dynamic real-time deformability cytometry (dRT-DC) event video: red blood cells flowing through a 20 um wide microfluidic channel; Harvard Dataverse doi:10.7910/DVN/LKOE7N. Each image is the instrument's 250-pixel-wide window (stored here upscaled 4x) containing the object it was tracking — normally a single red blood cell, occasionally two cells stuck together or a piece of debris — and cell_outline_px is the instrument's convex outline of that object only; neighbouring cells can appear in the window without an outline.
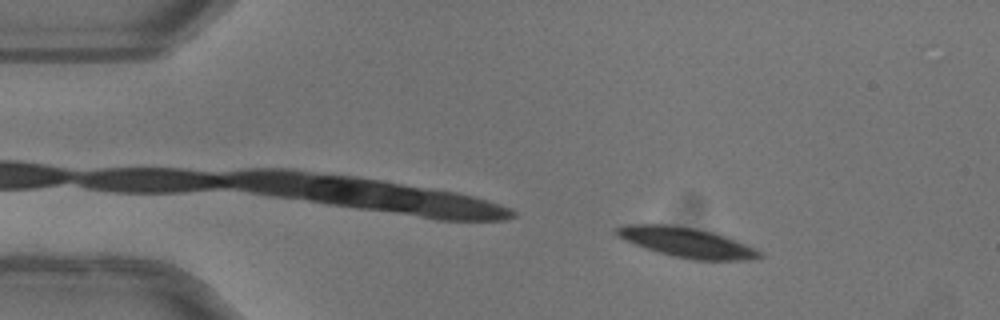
{"species": "common noctule bat (a hibernating species)", "species_latin": "Nyctalus noctula", "temperature_condition": "warm", "stored_images_in_passage": 47, "camera_frame_rate_fps": 3000, "um_per_image_px": 0.085, "animal": {"sex": "female"}, "frame": {"image": 1, "passage_image": 4, "time_ms": 1.0, "image_size_px": [1000, 320], "cell_outline_px": [[764, 256], [744, 260], [692, 260], [672, 256], [656, 252], [624, 240], [612, 232], [616, 228], [624, 224], [664, 224], [696, 228], [712, 232], [724, 236], [744, 244], [760, 252]], "centroid_in_image_um": [58.28, 20.6], "position_along_channel_um": 26.7, "area_um2": 24.68}}
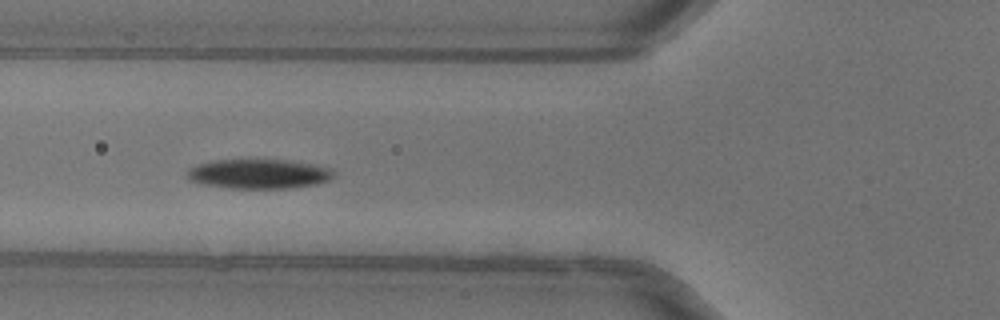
{"frame": {"image": 2, "passage_image": 15, "time_ms": 4.667, "image_size_px": [1000, 320], "cell_outline_px": [[332, 176], [328, 180], [316, 184], [288, 188], [232, 188], [200, 184], [188, 180], [188, 168], [196, 164], [212, 160], [284, 160], [312, 164], [328, 168], [332, 172]], "centroid_in_image_um": [21.91, 14.78], "position_along_channel_um": 103.9, "area_um2": 24.97}}
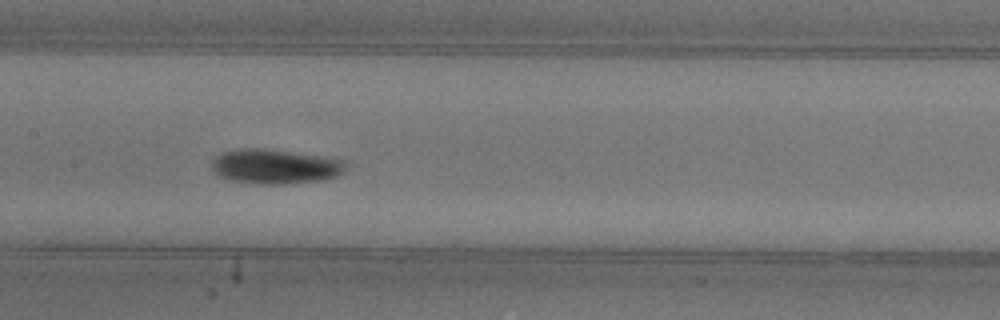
{"frame": {"image": 3, "passage_image": 21, "time_ms": 6.667, "image_size_px": [1000, 320], "cell_outline_px": [[348, 164], [344, 172], [336, 176], [324, 180], [280, 184], [256, 184], [232, 180], [216, 176], [212, 172], [212, 160], [220, 152], [236, 148], [264, 148], [320, 156], [344, 160]], "centroid_in_image_um": [23.34, 14.15], "position_along_channel_um": 184.1, "area_um2": 27.4}, "authors_computed_cell_mechanics": {"area_um2": 24.6806, "velocity_mm_per_s": 3.996, "shape_relaxation_time_tau1_ms": 3.0053, "shape_relaxation_time_tau2_ms": 3.4322, "deformation_change_tau1": 0.1173, "deformation_change_tau2": 0.0711}}